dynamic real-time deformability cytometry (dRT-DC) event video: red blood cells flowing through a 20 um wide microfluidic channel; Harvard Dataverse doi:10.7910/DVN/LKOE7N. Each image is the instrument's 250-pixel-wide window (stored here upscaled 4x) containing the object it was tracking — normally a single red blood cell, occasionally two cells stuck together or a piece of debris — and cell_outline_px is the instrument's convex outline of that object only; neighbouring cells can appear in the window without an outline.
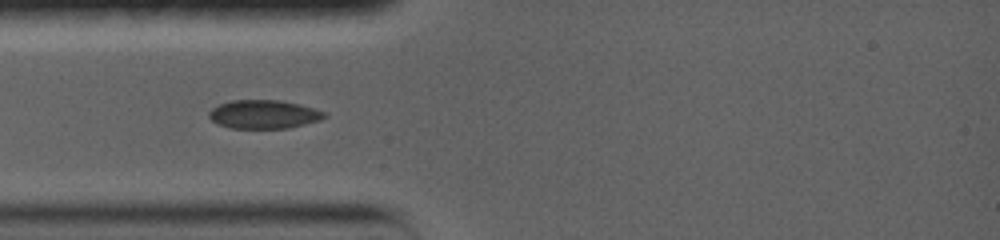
{"species": "common noctule bat (a hibernating species)", "species_latin": "Nyctalus noctula", "temperature_condition": "warm", "stored_images_in_passage": 92, "camera_frame_rate_fps": 5000, "um_per_image_px": 0.085, "animal": {"sex": "female", "body_mass_g": 19.0, "forearm_length_mm": 56.7}, "frame": {"image": 1, "passage_image": 1, "time_ms": 0.0, "image_size_px": [1000, 240], "cell_outline_px": [[328, 116], [320, 120], [288, 128], [232, 128], [216, 124], [208, 116], [208, 112], [212, 108], [220, 104], [232, 100], [280, 100], [300, 104], [324, 112]], "centroid_in_image_um": [22.4, 9.71], "position_along_channel_um": 62.6, "area_um2": 19.19}}
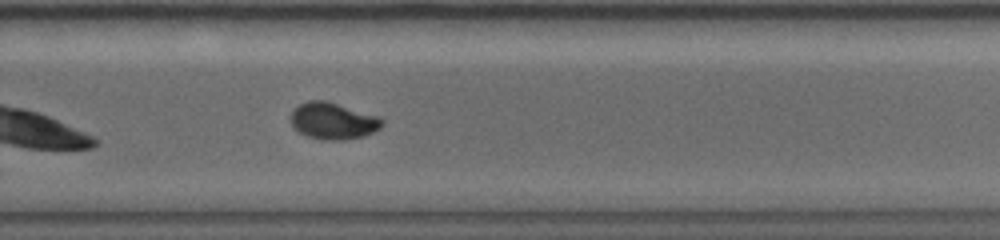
{"frame": {"image": 2, "passage_image": 47, "time_ms": 6.6, "image_size_px": [1000, 240], "cell_outline_px": [[384, 124], [380, 128], [364, 136], [344, 140], [324, 140], [308, 136], [300, 132], [292, 124], [292, 112], [300, 104], [308, 100], [328, 100], [380, 116], [384, 120]], "centroid_in_image_um": [28.37, 10.26], "position_along_channel_um": 301.4, "area_um2": 19.59}}
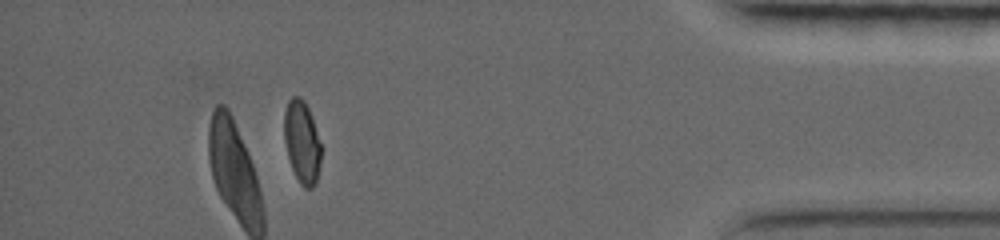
{"frame": {"image": 3, "passage_image": 69, "time_ms": 11.0, "image_size_px": [1000, 240], "cell_outline_px": [[320, 164], [316, 184], [312, 188], [304, 188], [300, 184], [292, 168], [288, 156], [284, 140], [284, 112], [288, 100], [292, 96], [300, 96], [304, 100], [312, 116], [320, 144]], "centroid_in_image_um": [25.66, 12.06], "position_along_channel_um": 409.5, "area_um2": 17.74}}